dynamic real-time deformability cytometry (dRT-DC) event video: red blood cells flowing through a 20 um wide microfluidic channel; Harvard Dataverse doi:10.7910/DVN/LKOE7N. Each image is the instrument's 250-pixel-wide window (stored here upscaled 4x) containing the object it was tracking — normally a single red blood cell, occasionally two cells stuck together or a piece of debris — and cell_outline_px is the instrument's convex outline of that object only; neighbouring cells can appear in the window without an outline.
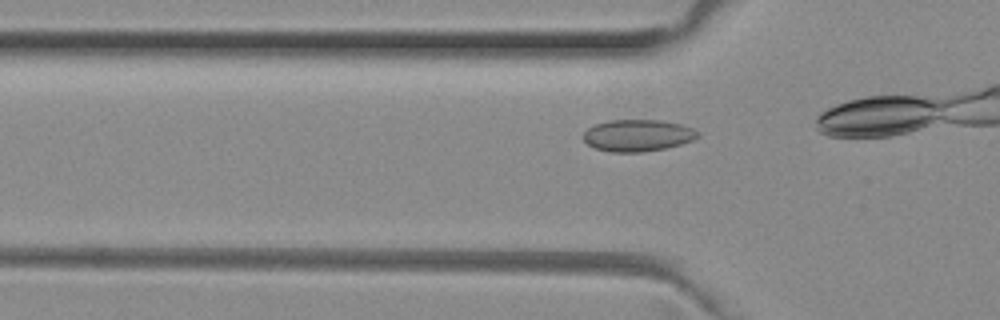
{"species": "common noctule bat (a hibernating species)", "species_latin": "Nyctalus noctula", "temperature_condition": "room temperature", "stored_images_in_passage": 15, "camera_frame_rate_fps": 3000, "um_per_image_px": 0.085, "animal": {"sex": "female", "body_mass_g": 29.2, "forearm_length_mm": 56.3}, "frame": {"image": 1, "passage_image": 11, "time_ms": 3.333, "image_size_px": [1000, 320], "cell_outline_px": [[700, 136], [692, 140], [680, 144], [664, 148], [640, 152], [608, 152], [596, 148], [588, 144], [584, 140], [584, 132], [588, 128], [596, 124], [608, 120], [660, 120], [680, 124], [692, 128], [700, 132]], "centroid_in_image_um": [54.21, 11.51], "position_along_channel_um": 71.6, "area_um2": 21.1}}